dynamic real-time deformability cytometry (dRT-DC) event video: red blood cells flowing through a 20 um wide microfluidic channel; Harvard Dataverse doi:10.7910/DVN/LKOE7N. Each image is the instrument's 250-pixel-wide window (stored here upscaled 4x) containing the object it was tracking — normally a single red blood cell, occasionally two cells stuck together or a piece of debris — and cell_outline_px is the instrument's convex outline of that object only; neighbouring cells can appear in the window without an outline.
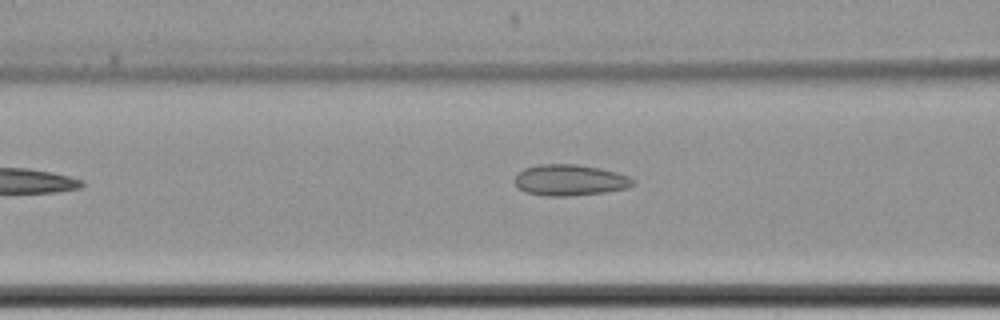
{"species": "common noctule bat (a hibernating species)", "species_latin": "Nyctalus noctula", "temperature_condition": "cold", "stored_images_in_passage": 7, "camera_frame_rate_fps": 3000, "um_per_image_px": 0.085, "animal": {"sex": "female", "body_mass_g": 22.7, "forearm_length_mm": 54.2}, "frame": {"image": 1, "passage_image": 7, "time_ms": 8.333, "image_size_px": [1000, 320], "cell_outline_px": [[636, 184], [628, 188], [604, 192], [572, 196], [544, 196], [524, 192], [512, 180], [524, 168], [540, 164], [576, 164], [600, 168], [616, 172], [628, 176], [636, 180]], "centroid_in_image_um": [48.46, 15.31], "position_along_channel_um": 118.1, "area_um2": 21.62}}